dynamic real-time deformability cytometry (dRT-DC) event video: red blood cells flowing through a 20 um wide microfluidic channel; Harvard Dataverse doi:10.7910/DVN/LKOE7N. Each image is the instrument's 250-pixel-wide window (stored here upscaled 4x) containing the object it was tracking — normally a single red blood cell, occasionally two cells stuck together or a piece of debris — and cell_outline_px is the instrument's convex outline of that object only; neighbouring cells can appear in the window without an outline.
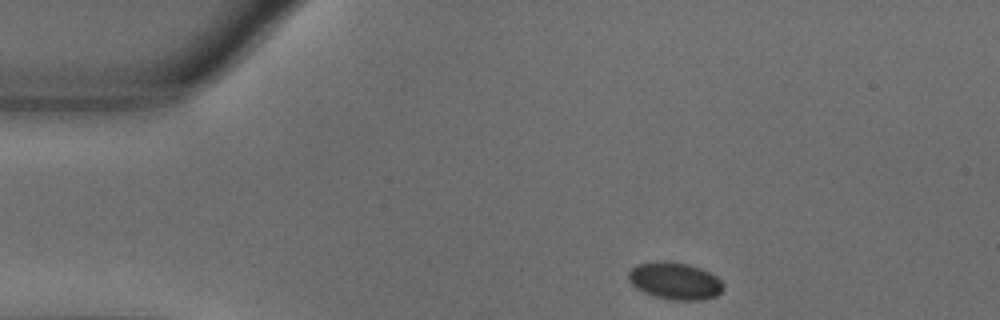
{"species": "common noctule bat (a hibernating species)", "species_latin": "Nyctalus noctula", "temperature_condition": "warm", "stored_images_in_passage": 47, "camera_frame_rate_fps": 3000, "um_per_image_px": 0.085, "animal": {"sex": "male", "body_mass_g": 18.8}, "frame": {"image": 1, "passage_image": 1, "time_ms": 0.0, "image_size_px": [1000, 320], "cell_outline_px": [[724, 288], [716, 296], [700, 300], [672, 300], [656, 296], [644, 292], [636, 288], [628, 280], [628, 272], [632, 268], [640, 264], [664, 260], [688, 264], [700, 268], [716, 276], [724, 284]], "centroid_in_image_um": [57.38, 23.88], "position_along_channel_um": 27.6, "area_um2": 20.4}}
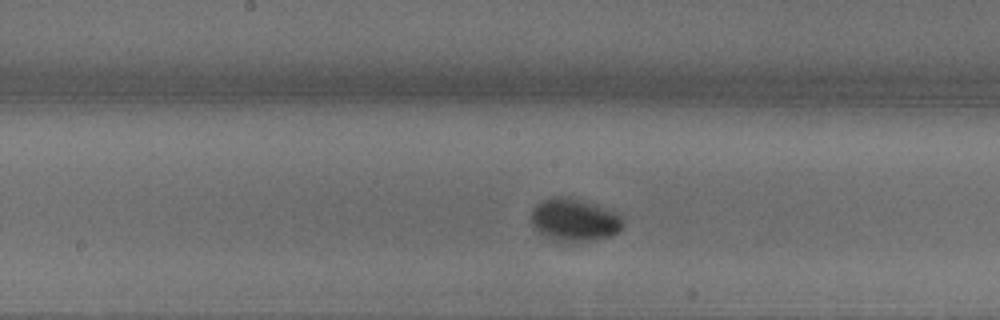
{"frame": {"image": 2, "passage_image": 20, "time_ms": 6.333, "image_size_px": [1000, 320], "cell_outline_px": [[624, 224], [620, 232], [612, 236], [584, 240], [548, 240], [532, 228], [532, 208], [540, 200], [552, 196], [568, 196], [604, 208], [620, 216]], "centroid_in_image_um": [48.75, 18.68], "position_along_channel_um": 199.4, "area_um2": 22.72}}
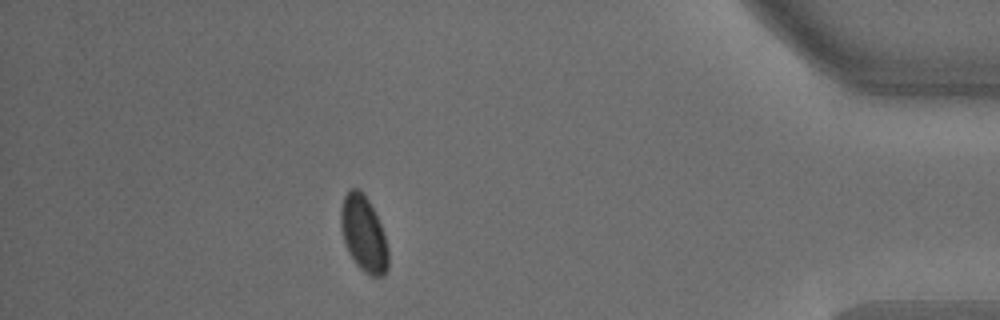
{"frame": {"image": 3, "passage_image": 41, "time_ms": 13.333, "image_size_px": [1000, 320], "cell_outline_px": [[388, 268], [384, 276], [372, 276], [364, 272], [356, 264], [348, 252], [340, 228], [340, 208], [344, 196], [348, 188], [356, 188], [368, 200], [384, 232], [388, 248]], "centroid_in_image_um": [30.89, 19.89], "position_along_channel_um": 404.3, "area_um2": 20.92}, "authors_computed_cell_mechanics": {"area_um2": 20.7502, "velocity_mm_per_s": 3.5918, "shape_relaxation_time_tau1_ms": 2.2445, "shape_relaxation_time_tau2_ms": null, "deformation_change_tau1": 0.0517, "deformation_change_tau2": null}}